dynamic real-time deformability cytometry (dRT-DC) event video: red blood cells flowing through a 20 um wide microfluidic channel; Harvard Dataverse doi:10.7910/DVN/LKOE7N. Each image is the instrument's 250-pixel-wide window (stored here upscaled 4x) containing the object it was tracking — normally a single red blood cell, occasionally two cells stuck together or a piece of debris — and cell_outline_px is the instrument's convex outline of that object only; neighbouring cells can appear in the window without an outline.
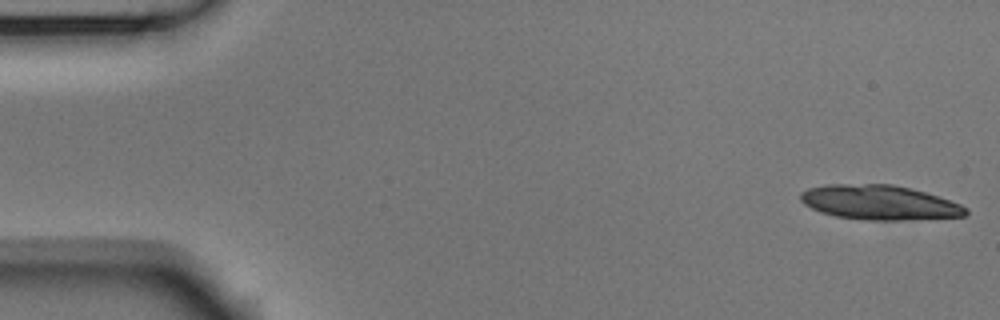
{"species": "Egyptian fruit bat (a non-hibernating species)", "species_latin": "Rousettus aegyptiacus", "temperature_condition": "room temperature", "stored_images_in_passage": 26, "segment_of_instrument_passage": [1, 2], "camera_frame_rate_fps": 3000, "um_per_image_px": 0.085, "animal": {"sex": "male"}, "frame": {"image": 1, "passage_image": 1, "time_ms": 0.0, "image_size_px": [1000, 320], "cell_outline_px": [[968, 212], [964, 216], [900, 220], [860, 220], [836, 216], [820, 212], [804, 204], [800, 200], [800, 192], [808, 188], [828, 184], [892, 184], [924, 192], [960, 204], [968, 208]], "centroid_in_image_um": [74.7, 17.21], "position_along_channel_um": 10.3, "area_um2": 33.18}}